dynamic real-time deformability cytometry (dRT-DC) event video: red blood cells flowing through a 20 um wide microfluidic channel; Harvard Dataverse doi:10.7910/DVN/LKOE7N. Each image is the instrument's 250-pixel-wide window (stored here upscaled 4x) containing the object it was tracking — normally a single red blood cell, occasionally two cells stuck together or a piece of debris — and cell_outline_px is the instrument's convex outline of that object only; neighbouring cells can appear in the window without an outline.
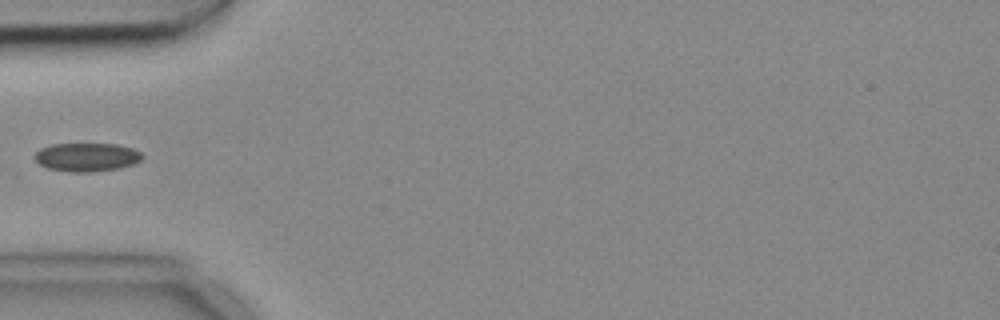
{"species": "common noctule bat (a hibernating species)", "species_latin": "Nyctalus noctula", "temperature_condition": "cold", "stored_images_in_passage": 5, "segment_of_instrument_passage": [2, 2], "camera_frame_rate_fps": 3000, "um_per_image_px": 0.085, "animal": {"sex": "female", "body_mass_g": 18.4}, "frame": {"image": 1, "passage_image": 5, "time_ms": 1.333, "image_size_px": [1000, 320], "cell_outline_px": [[144, 156], [140, 160], [132, 164], [120, 168], [92, 172], [68, 172], [48, 168], [40, 164], [32, 156], [40, 148], [52, 144], [116, 144], [132, 148], [140, 152]], "centroid_in_image_um": [7.35, 13.36], "position_along_channel_um": 77.6, "area_um2": 17.92}}